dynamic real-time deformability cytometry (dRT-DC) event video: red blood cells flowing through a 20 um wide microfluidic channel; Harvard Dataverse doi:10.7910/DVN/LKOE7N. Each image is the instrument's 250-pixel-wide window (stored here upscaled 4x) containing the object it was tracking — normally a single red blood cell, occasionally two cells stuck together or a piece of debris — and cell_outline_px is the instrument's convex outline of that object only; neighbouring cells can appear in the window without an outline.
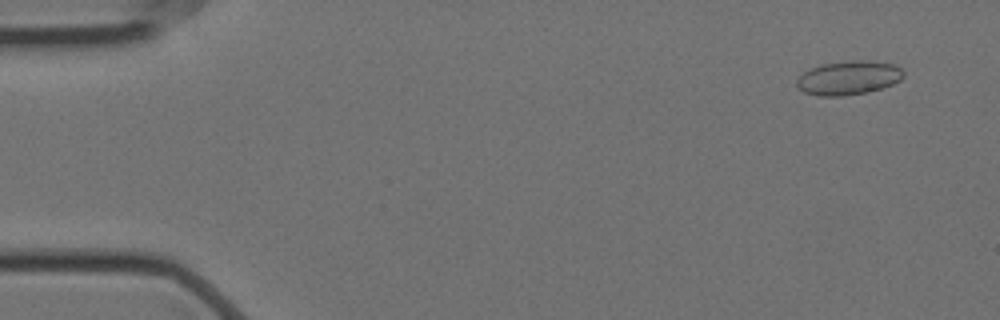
{"species": "Egyptian fruit bat (a non-hibernating species)", "species_latin": "Rousettus aegyptiacus", "temperature_condition": "cold", "stored_images_in_passage": 58, "camera_frame_rate_fps": 3000, "um_per_image_px": 0.085, "animal": {"sex": "female"}, "frame": {"image": 1, "passage_image": 4, "time_ms": 1.0, "image_size_px": [1000, 320], "cell_outline_px": [[904, 76], [900, 80], [892, 84], [880, 88], [864, 92], [844, 96], [816, 96], [804, 92], [796, 84], [796, 80], [804, 72], [812, 68], [824, 64], [852, 60], [868, 60], [896, 64], [904, 72]], "centroid_in_image_um": [72.14, 6.61], "position_along_channel_um": 12.9, "area_um2": 20.98}}
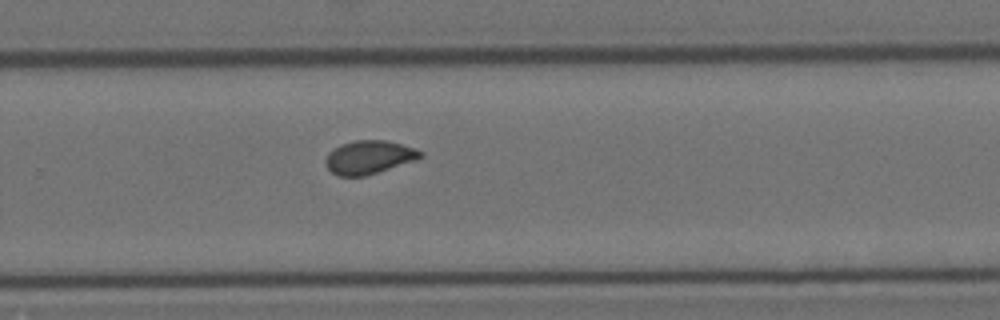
{"frame": {"image": 2, "passage_image": 38, "time_ms": 12.333, "image_size_px": [1000, 320], "cell_outline_px": [[424, 156], [416, 160], [364, 176], [340, 176], [332, 172], [328, 168], [324, 160], [328, 152], [332, 148], [340, 144], [356, 140], [384, 140], [416, 148], [424, 152]], "centroid_in_image_um": [31.36, 13.35], "position_along_channel_um": 298.4, "area_um2": 18.5}}
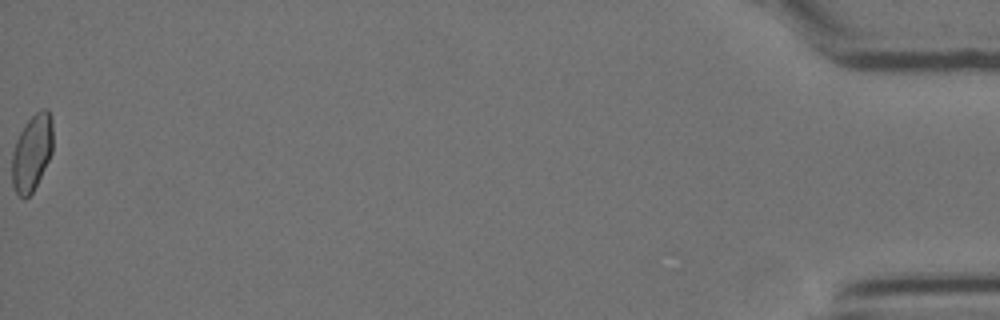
{"frame": {"image": 3, "passage_image": 58, "time_ms": 19.0, "image_size_px": [1000, 320], "cell_outline_px": [[52, 152], [32, 192], [24, 200], [16, 192], [12, 184], [12, 152], [16, 140], [24, 124], [40, 108], [48, 108], [52, 116]], "centroid_in_image_um": [2.71, 12.93], "position_along_channel_um": 432.5, "area_um2": 18.21}, "authors_computed_cell_mechanics": {"area_um2": 18.5249, "velocity_mm_per_s": 3.5298, "shape_relaxation_time_tau1_ms": null, "shape_relaxation_time_tau2_ms": 1.3645, "deformation_change_tau1": null, "deformation_change_tau2": 0.0447}}